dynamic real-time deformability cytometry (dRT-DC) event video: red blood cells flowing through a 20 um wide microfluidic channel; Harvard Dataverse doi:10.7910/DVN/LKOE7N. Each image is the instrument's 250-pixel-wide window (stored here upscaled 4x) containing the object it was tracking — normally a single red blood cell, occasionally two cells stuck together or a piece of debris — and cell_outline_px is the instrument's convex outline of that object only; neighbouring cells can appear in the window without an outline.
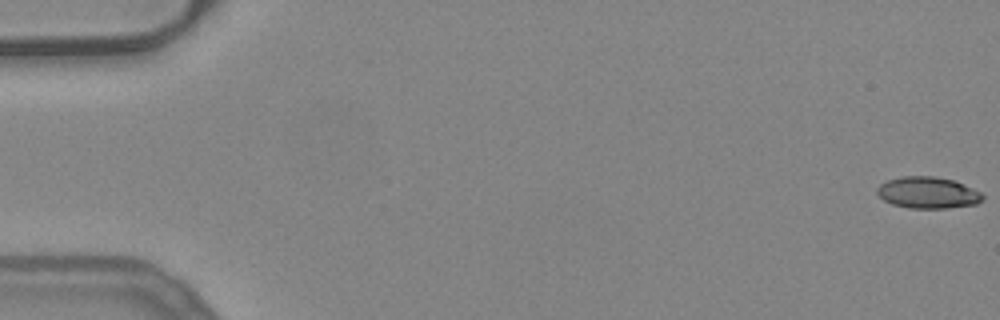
{"species": "common noctule bat (a hibernating species)", "species_latin": "Nyctalus noctula", "temperature_condition": "warm", "stored_images_in_passage": 53, "camera_frame_rate_fps": 3000, "um_per_image_px": 0.085, "animal": {"sex": "female", "body_mass_g": 24.6, "forearm_length_mm": 56.2}, "frame": {"image": 1, "passage_image": 1, "time_ms": 0.0, "image_size_px": [1000, 320], "cell_outline_px": [[984, 200], [976, 204], [948, 208], [908, 208], [892, 204], [884, 200], [876, 192], [876, 188], [880, 184], [888, 180], [900, 176], [936, 176], [952, 180], [972, 188], [980, 192], [984, 196]], "centroid_in_image_um": [78.86, 16.38], "position_along_channel_um": 6.1, "area_um2": 19.42}}
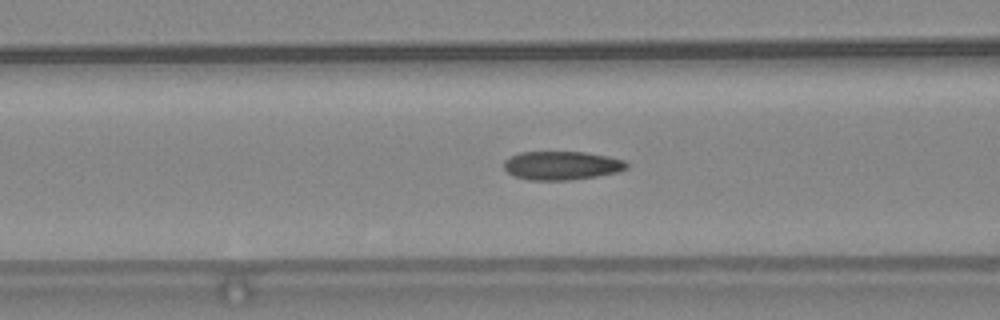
{"frame": {"image": 2, "passage_image": 22, "time_ms": 7.0, "image_size_px": [1000, 320], "cell_outline_px": [[628, 168], [620, 172], [596, 176], [568, 180], [528, 180], [516, 176], [508, 172], [504, 168], [504, 160], [508, 156], [520, 152], [584, 152], [608, 156], [624, 160], [628, 164]], "centroid_in_image_um": [47.75, 14.06], "position_along_channel_um": 118.9, "area_um2": 20.58}}
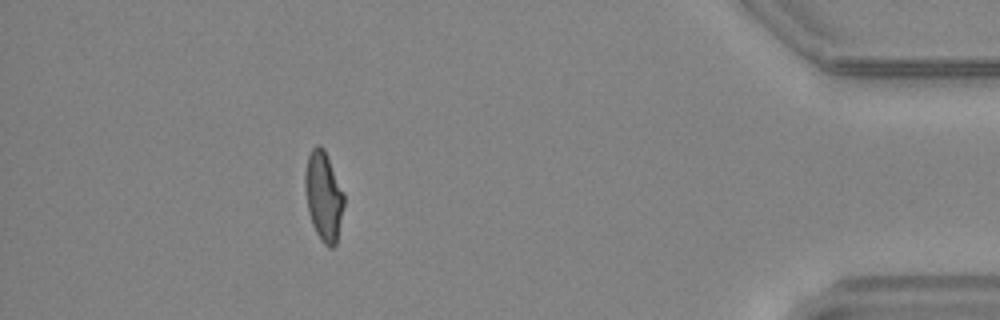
{"frame": {"image": 3, "passage_image": 48, "time_ms": 15.667, "image_size_px": [1000, 320], "cell_outline_px": [[344, 204], [336, 244], [332, 248], [328, 248], [320, 240], [312, 224], [308, 212], [304, 188], [304, 172], [308, 156], [312, 148], [316, 144], [320, 144], [324, 148], [328, 156], [344, 192]], "centroid_in_image_um": [27.49, 16.65], "position_along_channel_um": 407.7, "area_um2": 20.58}, "authors_computed_cell_mechanics": {"area_um2": 20.4034, "velocity_mm_per_s": 3.9443, "shape_relaxation_time_tau1_ms": null, "shape_relaxation_time_tau2_ms": 1.7462, "deformation_change_tau1": null, "deformation_change_tau2": 0.0905}}